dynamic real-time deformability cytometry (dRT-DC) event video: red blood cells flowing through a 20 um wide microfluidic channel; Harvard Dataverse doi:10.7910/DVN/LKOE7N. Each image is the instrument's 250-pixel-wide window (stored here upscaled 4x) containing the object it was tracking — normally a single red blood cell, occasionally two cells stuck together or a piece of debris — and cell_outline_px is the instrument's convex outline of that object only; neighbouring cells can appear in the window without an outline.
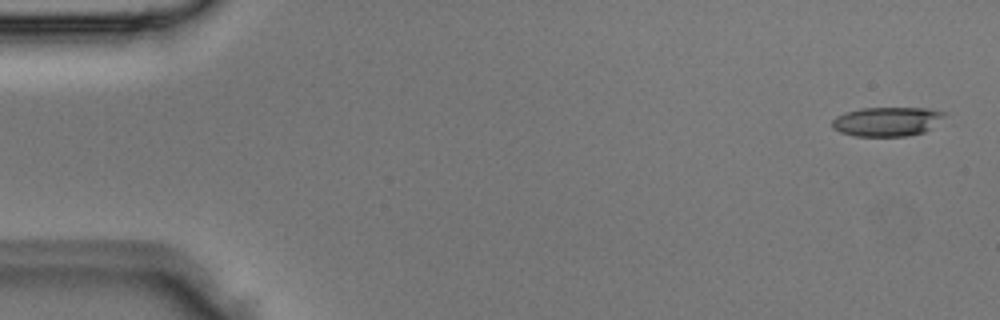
{"species": "Egyptian fruit bat (a non-hibernating species)", "species_latin": "Rousettus aegyptiacus", "temperature_condition": "room temperature", "stored_images_in_passage": 5, "segment_of_instrument_passage": [1, 2], "camera_frame_rate_fps": 3000, "um_per_image_px": 0.085, "animal": {"sex": "male"}, "frame": {"image": 1, "passage_image": 1, "time_ms": 0.0, "image_size_px": [1000, 320], "cell_outline_px": [[948, 112], [944, 116], [924, 132], [904, 136], [856, 136], [840, 132], [832, 128], [832, 120], [836, 116], [844, 112], [860, 108], [928, 108]], "centroid_in_image_um": [75.35, 10.32], "position_along_channel_um": 9.6, "area_um2": 19.07}}
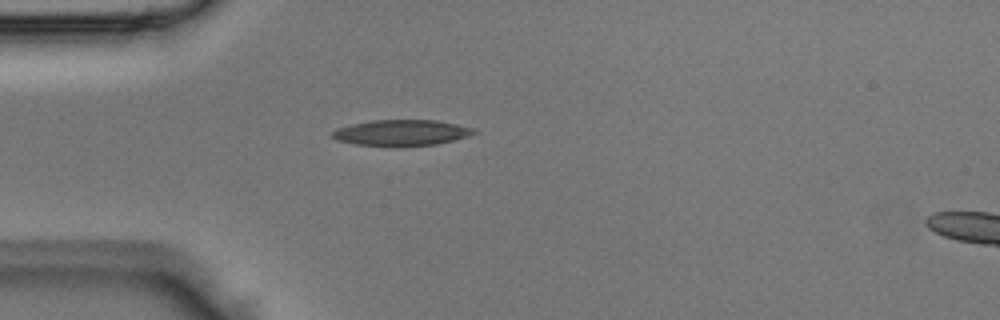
{"frame": {"image": 2, "passage_image": 4, "time_ms": 1.0, "image_size_px": [1000, 320], "cell_outline_px": [[480, 132], [468, 136], [436, 144], [400, 148], [396, 148], [356, 144], [336, 140], [332, 136], [332, 132], [336, 128], [352, 124], [372, 120], [436, 120], [476, 128]], "centroid_in_image_um": [34.14, 11.3], "position_along_channel_um": 50.9, "area_um2": 21.91}}